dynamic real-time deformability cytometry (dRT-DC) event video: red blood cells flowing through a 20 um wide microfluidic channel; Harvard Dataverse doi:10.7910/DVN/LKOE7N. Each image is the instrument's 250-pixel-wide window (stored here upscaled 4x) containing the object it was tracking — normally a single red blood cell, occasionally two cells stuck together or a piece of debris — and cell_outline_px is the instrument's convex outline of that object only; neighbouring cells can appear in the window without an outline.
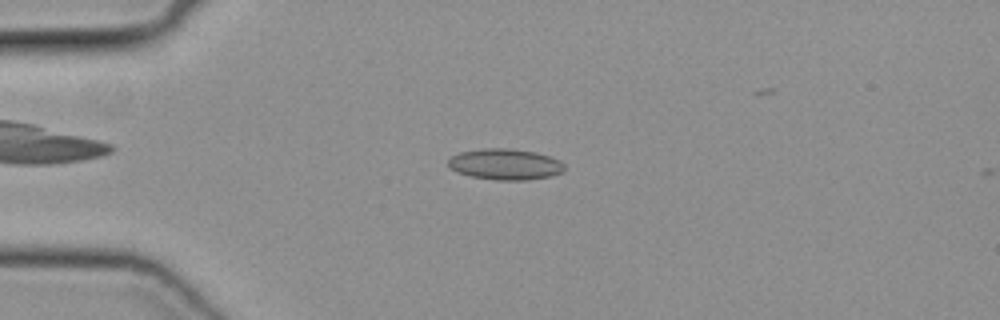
{"species": "common noctule bat (a hibernating species)", "species_latin": "Nyctalus noctula", "temperature_condition": "cold", "stored_images_in_passage": 45, "camera_frame_rate_fps": 3000, "um_per_image_px": 0.085, "animal": {"sex": "female", "body_mass_g": 19.3, "forearm_length_mm": 54.1}, "frame": {"image": 1, "passage_image": 10, "time_ms": 3.0, "image_size_px": [1000, 320], "cell_outline_px": [[564, 172], [552, 176], [528, 180], [496, 180], [472, 176], [456, 172], [448, 168], [448, 160], [452, 156], [460, 152], [484, 148], [508, 148], [536, 152], [560, 160], [564, 164]], "centroid_in_image_um": [42.95, 13.97], "position_along_channel_um": 42.1, "area_um2": 21.15}}
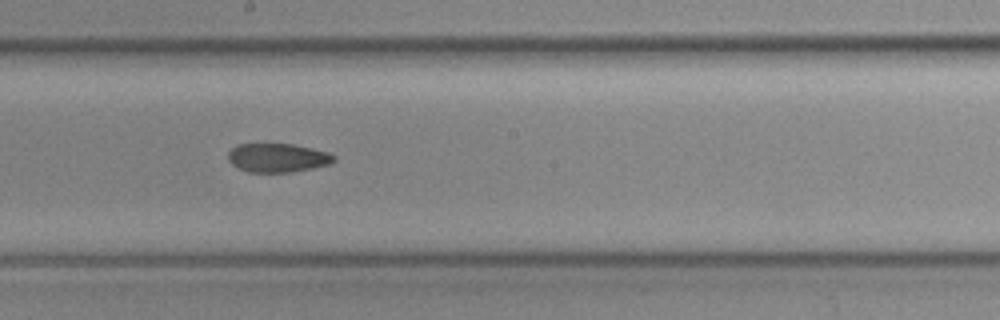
{"frame": {"image": 2, "passage_image": 25, "time_ms": 8.0, "image_size_px": [1000, 320], "cell_outline_px": [[336, 160], [328, 164], [312, 168], [292, 172], [248, 172], [232, 164], [228, 160], [228, 152], [236, 144], [292, 144], [328, 152], [336, 156]], "centroid_in_image_um": [23.59, 13.41], "position_along_channel_um": 224.6, "area_um2": 17.69}}
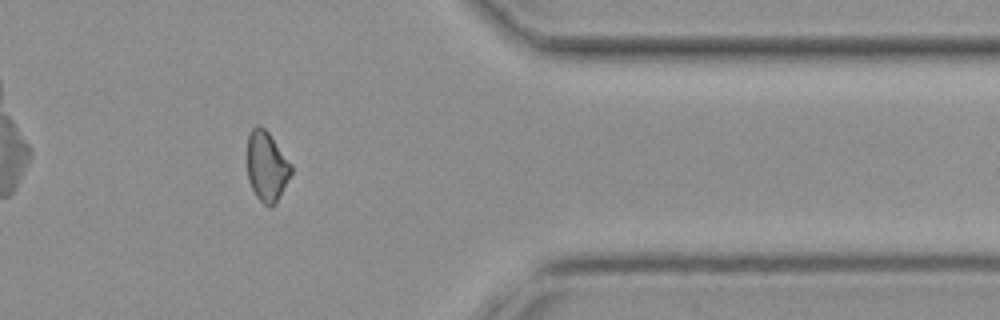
{"frame": {"image": 3, "passage_image": 38, "time_ms": 12.333, "image_size_px": [1000, 320], "cell_outline_px": [[292, 172], [276, 204], [272, 208], [264, 204], [256, 196], [248, 180], [248, 136], [252, 128], [256, 124], [264, 128], [268, 132], [292, 164]], "centroid_in_image_um": [22.68, 14.16], "position_along_channel_um": 388.7, "area_um2": 17.86}}